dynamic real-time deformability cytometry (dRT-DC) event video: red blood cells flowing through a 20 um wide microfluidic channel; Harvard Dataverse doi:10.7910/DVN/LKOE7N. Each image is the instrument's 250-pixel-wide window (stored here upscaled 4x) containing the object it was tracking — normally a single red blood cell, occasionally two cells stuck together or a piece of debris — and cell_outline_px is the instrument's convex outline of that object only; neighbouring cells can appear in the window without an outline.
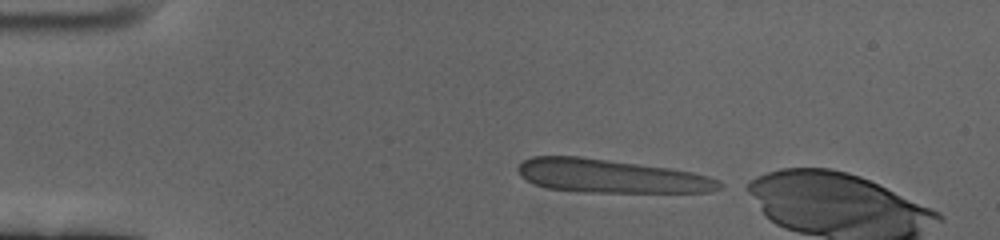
{"species": "human", "species_latin": "Homo sapiens", "temperature_condition": "cold", "stored_images_in_passage": 8, "camera_frame_rate_fps": 3000, "um_per_image_px": 0.085, "donor": {"sex": "female"}, "frame": {"image": 1, "passage_image": 1, "time_ms": 0.0, "image_size_px": [1000, 240], "cell_outline_px": [[724, 188], [708, 192], [584, 192], [548, 188], [532, 184], [520, 176], [516, 168], [524, 160], [532, 156], [580, 156], [668, 168], [692, 172], [708, 176], [720, 180], [724, 184]], "centroid_in_image_um": [51.92, 14.97], "position_along_channel_um": 33.1, "area_um2": 39.48}}